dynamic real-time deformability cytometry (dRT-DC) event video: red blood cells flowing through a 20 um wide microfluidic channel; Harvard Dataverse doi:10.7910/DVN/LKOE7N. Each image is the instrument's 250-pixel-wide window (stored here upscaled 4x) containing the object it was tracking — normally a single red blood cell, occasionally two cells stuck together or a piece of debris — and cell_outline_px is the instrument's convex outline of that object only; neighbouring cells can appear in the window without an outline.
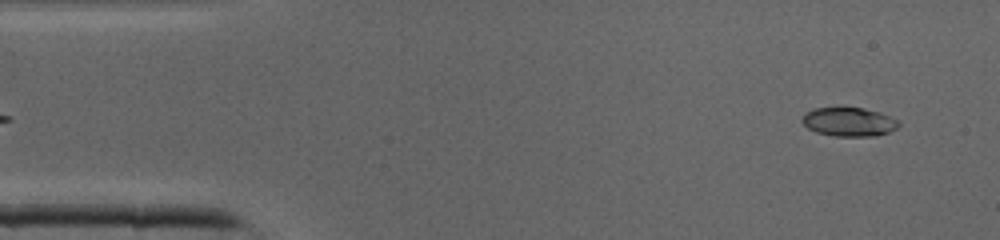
{"species": "common noctule bat (a hibernating species)", "species_latin": "Nyctalus noctula", "temperature_condition": "cold", "stored_images_in_passage": 39, "camera_frame_rate_fps": 3000, "um_per_image_px": 0.085, "animal": {"sex": "male", "body_mass_g": 19.0, "forearm_length_mm": 50.8}, "frame": {"image": 1, "passage_image": 1, "time_ms": 0.0, "image_size_px": [1000, 240], "cell_outline_px": [[900, 124], [896, 128], [888, 132], [876, 136], [836, 136], [816, 132], [808, 128], [800, 120], [812, 108], [864, 108], [880, 112], [896, 120]], "centroid_in_image_um": [72.15, 10.36], "position_along_channel_um": 12.8, "area_um2": 16.01}}
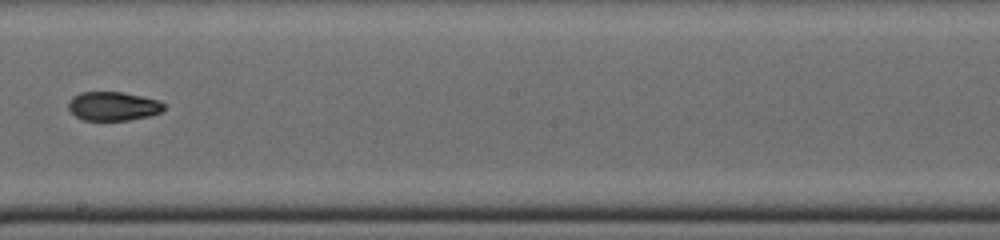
{"frame": {"image": 2, "passage_image": 21, "time_ms": 6.667, "image_size_px": [1000, 240], "cell_outline_px": [[164, 108], [160, 112], [148, 116], [128, 120], [84, 120], [76, 116], [68, 108], [68, 104], [72, 96], [80, 92], [120, 92], [160, 100], [164, 104]], "centroid_in_image_um": [9.6, 9.02], "position_along_channel_um": 238.6, "area_um2": 15.95}}
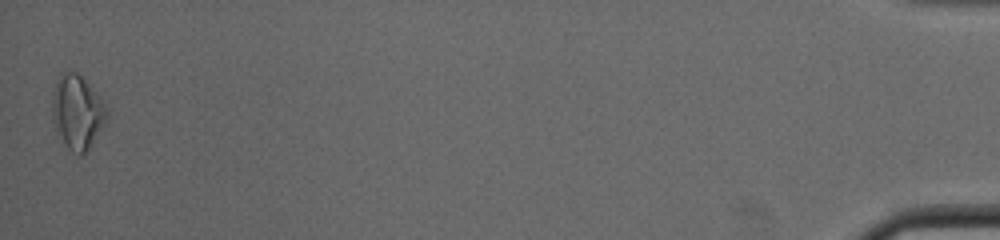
{"frame": {"image": 3, "passage_image": 39, "time_ms": 12.667, "image_size_px": [1000, 240], "cell_outline_px": [[108, 116], [104, 124], [88, 148], [80, 156], [72, 152], [68, 148], [56, 128], [52, 112], [52, 96], [56, 80], [60, 72], [76, 72], [96, 92], [108, 108]], "centroid_in_image_um": [6.57, 9.49], "position_along_channel_um": 428.6, "area_um2": 23.06}}